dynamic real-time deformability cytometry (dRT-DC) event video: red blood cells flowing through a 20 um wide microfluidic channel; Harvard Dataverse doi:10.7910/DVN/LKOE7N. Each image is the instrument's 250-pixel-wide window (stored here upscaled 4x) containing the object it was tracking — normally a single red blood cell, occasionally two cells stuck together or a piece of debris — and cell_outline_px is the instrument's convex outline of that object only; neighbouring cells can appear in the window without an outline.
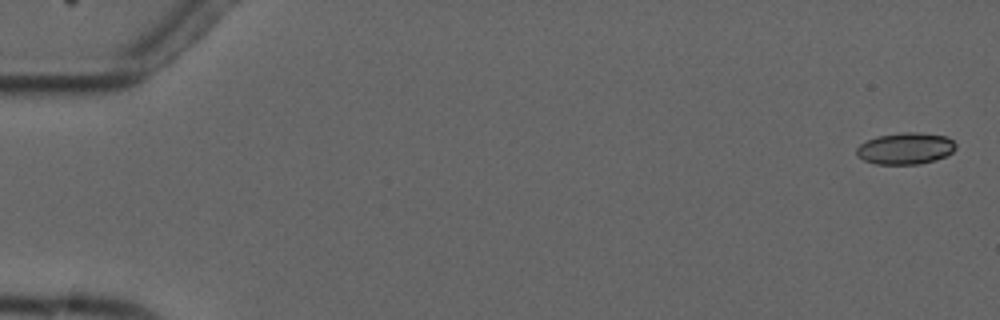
{"species": "common noctule bat (a hibernating species)", "species_latin": "Nyctalus noctula", "temperature_condition": "cold", "stored_images_in_passage": 4, "camera_frame_rate_fps": 3000, "um_per_image_px": 0.085, "animal": {"sex": "male", "forearm_length_mm": 52.5}, "frame": {"image": 1, "passage_image": 1, "time_ms": 0.0, "image_size_px": [1000, 320], "cell_outline_px": [[956, 148], [952, 152], [936, 160], [920, 164], [876, 164], [864, 160], [856, 156], [856, 148], [860, 144], [876, 136], [900, 132], [920, 132], [948, 136], [956, 144]], "centroid_in_image_um": [76.96, 12.61], "position_along_channel_um": 8.0, "area_um2": 18.5}}